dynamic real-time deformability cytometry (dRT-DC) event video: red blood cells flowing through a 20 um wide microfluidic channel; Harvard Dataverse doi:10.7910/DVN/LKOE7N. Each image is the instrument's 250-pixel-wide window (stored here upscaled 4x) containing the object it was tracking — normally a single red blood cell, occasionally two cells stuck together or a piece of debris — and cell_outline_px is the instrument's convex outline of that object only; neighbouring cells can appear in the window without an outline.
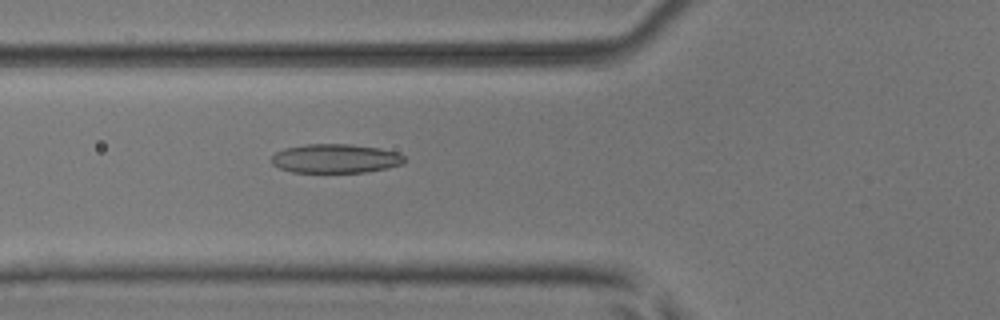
{"species": "common noctule bat (a hibernating species)", "species_latin": "Nyctalus noctula", "temperature_condition": "room temperature", "stored_images_in_passage": 33, "camera_frame_rate_fps": 3000, "um_per_image_px": 0.085, "animal": {"sex": "male", "body_mass_g": 17.9, "forearm_length_mm": 54.2}, "frame": {"image": 1, "passage_image": 19, "time_ms": 6.0, "image_size_px": [1000, 320], "cell_outline_px": [[404, 160], [400, 164], [388, 168], [364, 172], [292, 172], [280, 168], [272, 164], [272, 156], [276, 152], [284, 148], [304, 144], [348, 144], [380, 148], [400, 152], [404, 156]], "centroid_in_image_um": [28.51, 13.47], "position_along_channel_um": 97.3, "area_um2": 22.48}}
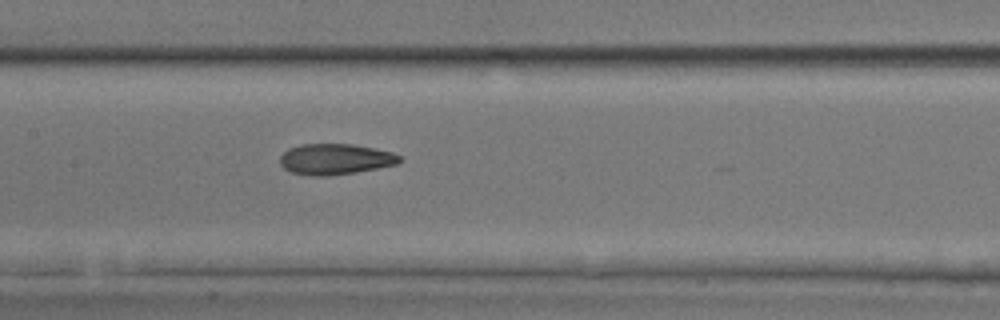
{"frame": {"image": 2, "passage_image": 25, "time_ms": 8.0, "image_size_px": [1000, 320], "cell_outline_px": [[404, 160], [396, 164], [356, 172], [328, 176], [312, 176], [292, 172], [284, 168], [280, 164], [280, 156], [288, 148], [300, 144], [352, 144], [392, 152], [400, 156]], "centroid_in_image_um": [28.48, 13.53], "position_along_channel_um": 178.9, "area_um2": 21.44}}
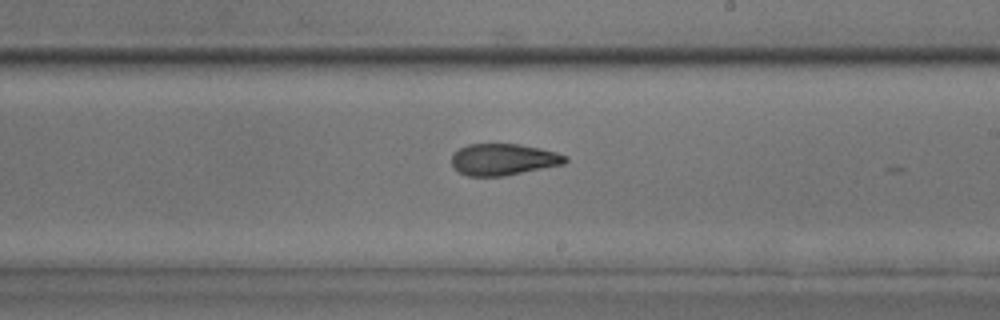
{"frame": {"image": 3, "passage_image": 30, "time_ms": 9.667, "image_size_px": [1000, 320], "cell_outline_px": [[568, 160], [564, 164], [504, 176], [468, 176], [460, 172], [452, 164], [452, 152], [468, 144], [520, 144], [540, 148], [556, 152], [568, 156]], "centroid_in_image_um": [42.8, 13.55], "position_along_channel_um": 246.2, "area_um2": 20.92}}